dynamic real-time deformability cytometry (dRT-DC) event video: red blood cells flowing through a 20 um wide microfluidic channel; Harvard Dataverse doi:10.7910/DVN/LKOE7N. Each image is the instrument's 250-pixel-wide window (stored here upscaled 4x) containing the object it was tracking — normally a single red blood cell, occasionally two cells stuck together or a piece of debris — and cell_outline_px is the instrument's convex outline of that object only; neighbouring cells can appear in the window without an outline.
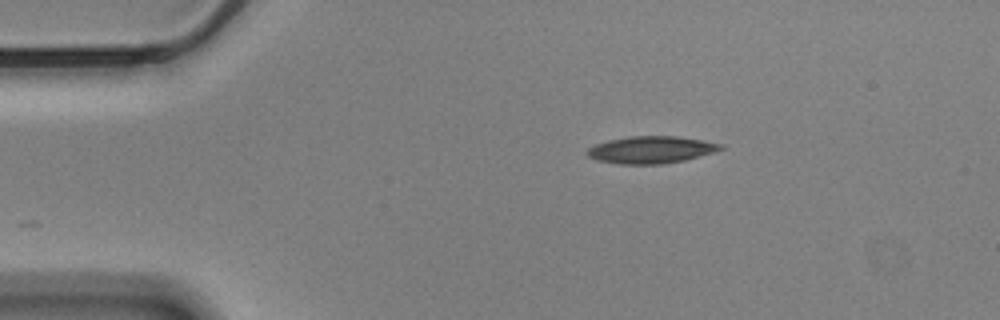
{"species": "Egyptian fruit bat (a non-hibernating species)", "species_latin": "Rousettus aegyptiacus", "temperature_condition": "cold", "stored_images_in_passage": 48, "camera_frame_rate_fps": 3000, "um_per_image_px": 0.085, "animal": {"sex": "male"}, "frame": {"image": 1, "passage_image": 1, "time_ms": 0.0, "image_size_px": [1000, 320], "cell_outline_px": [[724, 148], [716, 152], [684, 160], [664, 164], [620, 164], [596, 160], [588, 156], [588, 148], [596, 144], [608, 140], [632, 136], [676, 136], [724, 144]], "centroid_in_image_um": [55.37, 12.73], "position_along_channel_um": 29.6, "area_um2": 21.04}}
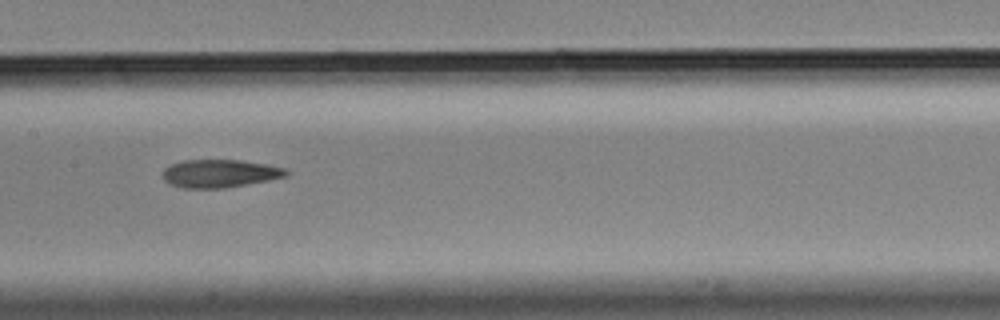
{"frame": {"image": 2, "passage_image": 19, "time_ms": 6.0, "image_size_px": [1000, 320], "cell_outline_px": [[288, 176], [268, 180], [224, 188], [184, 188], [168, 184], [164, 180], [164, 168], [172, 164], [184, 160], [240, 160], [264, 164], [284, 168], [288, 172]], "centroid_in_image_um": [18.66, 14.75], "position_along_channel_um": 188.7, "area_um2": 19.94}}
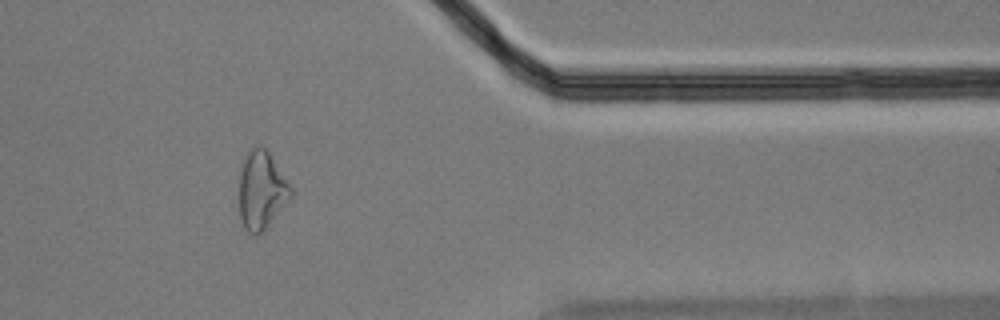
{"frame": {"image": 3, "passage_image": 38, "time_ms": 12.333, "image_size_px": [1000, 320], "cell_outline_px": [[292, 196], [264, 228], [256, 236], [248, 232], [244, 228], [240, 216], [240, 172], [244, 160], [248, 152], [252, 148], [260, 144], [268, 152], [292, 188]], "centroid_in_image_um": [22.21, 16.16], "position_along_channel_um": 389.2, "area_um2": 22.77}, "authors_computed_cell_mechanics": {"area_um2": 21.0681, "velocity_mm_per_s": 3.4726, "shape_relaxation_time_tau1_ms": null, "shape_relaxation_time_tau2_ms": 4.941, "deformation_change_tau1": null, "deformation_change_tau2": 0.1496}}